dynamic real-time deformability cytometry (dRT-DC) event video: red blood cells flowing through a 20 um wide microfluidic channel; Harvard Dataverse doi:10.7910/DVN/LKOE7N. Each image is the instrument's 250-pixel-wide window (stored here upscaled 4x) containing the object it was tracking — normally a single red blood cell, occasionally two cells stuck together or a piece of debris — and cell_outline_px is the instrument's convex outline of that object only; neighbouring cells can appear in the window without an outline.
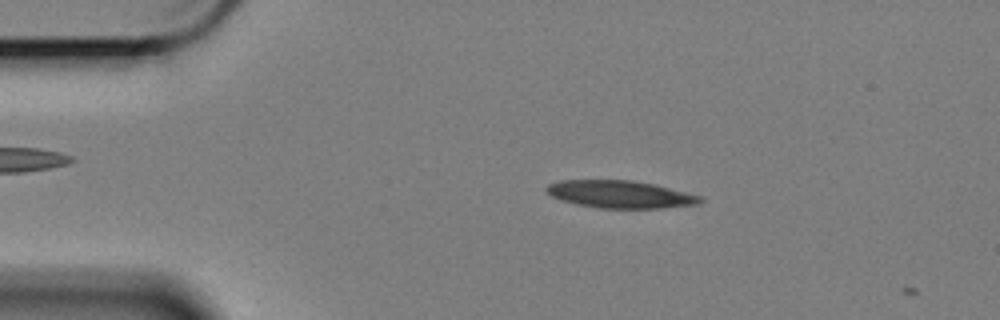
{"species": "Egyptian fruit bat (a non-hibernating species)", "species_latin": "Rousettus aegyptiacus", "temperature_condition": "cold", "stored_images_in_passage": 7, "camera_frame_rate_fps": 3000, "um_per_image_px": 0.085, "animal": {"sex": "female"}, "frame": {"image": 1, "passage_image": 3, "time_ms": 0.667, "image_size_px": [1000, 320], "cell_outline_px": [[704, 200], [696, 204], [660, 208], [600, 208], [560, 200], [552, 196], [544, 188], [548, 184], [560, 180], [632, 180], [656, 184], [704, 196]], "centroid_in_image_um": [52.76, 16.5], "position_along_channel_um": 32.2, "area_um2": 24.68}}